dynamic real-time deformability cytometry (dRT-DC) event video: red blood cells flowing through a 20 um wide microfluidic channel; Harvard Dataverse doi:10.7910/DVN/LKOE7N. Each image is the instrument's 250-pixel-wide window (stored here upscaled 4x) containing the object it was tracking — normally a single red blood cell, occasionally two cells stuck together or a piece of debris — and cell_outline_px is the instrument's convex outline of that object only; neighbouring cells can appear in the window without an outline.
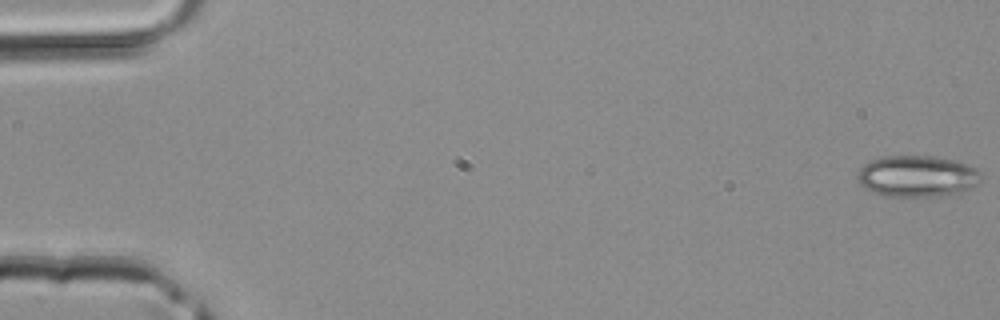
{"species": "common noctule bat (a hibernating species)", "species_latin": "Nyctalus noctula", "temperature_condition": "room temperature", "stored_images_in_passage": 6, "camera_frame_rate_fps": 3000, "um_per_image_px": 0.085, "animal": {"sex": "male", "body_mass_g": 20.4}, "frame": {"image": 1, "passage_image": 1, "time_ms": 0.0, "image_size_px": [1000, 320], "cell_outline_px": [[980, 180], [964, 192], [956, 196], [884, 196], [868, 188], [856, 180], [856, 172], [864, 164], [872, 160], [884, 156], [932, 156], [952, 160], [976, 168], [980, 172]], "centroid_in_image_um": [77.96, 14.99], "position_along_channel_um": 7.0, "area_um2": 29.77}}
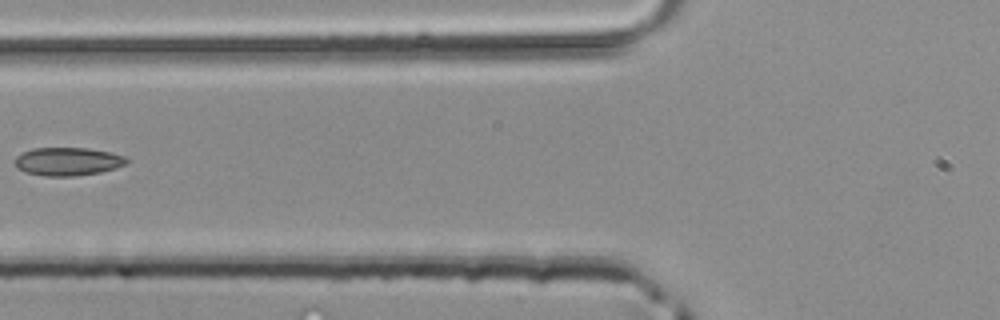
{"frame": {"image": 2, "passage_image": 6, "time_ms": 1.667, "image_size_px": [1000, 320], "cell_outline_px": [[128, 160], [124, 164], [116, 168], [100, 172], [72, 176], [44, 176], [24, 172], [16, 168], [16, 156], [32, 148], [88, 148], [112, 152], [124, 156]], "centroid_in_image_um": [5.75, 13.72], "position_along_channel_um": 120.1, "area_um2": 18.32}}